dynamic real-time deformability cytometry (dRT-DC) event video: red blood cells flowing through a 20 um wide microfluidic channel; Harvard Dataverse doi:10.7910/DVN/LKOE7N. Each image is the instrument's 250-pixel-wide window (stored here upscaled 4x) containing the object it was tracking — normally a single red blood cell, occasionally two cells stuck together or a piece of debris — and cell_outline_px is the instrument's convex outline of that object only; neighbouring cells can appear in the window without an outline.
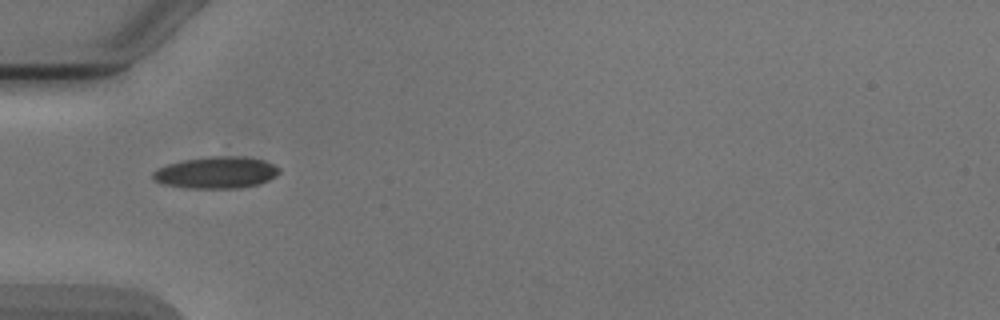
{"species": "Egyptian fruit bat (a non-hibernating species)", "species_latin": "Rousettus aegyptiacus", "temperature_condition": "cold", "stored_images_in_passage": 5, "camera_frame_rate_fps": 3000, "um_per_image_px": 0.085, "animal": {"sex": "male"}, "frame": {"image": 1, "passage_image": 1, "time_ms": 0.0, "image_size_px": [1000, 320], "cell_outline_px": [[280, 172], [276, 176], [268, 180], [256, 184], [240, 188], [192, 188], [164, 184], [156, 180], [152, 176], [152, 172], [156, 168], [168, 164], [184, 160], [212, 156], [244, 156], [264, 160], [280, 168]], "centroid_in_image_um": [18.4, 14.65], "position_along_channel_um": 66.6, "area_um2": 23.24}}
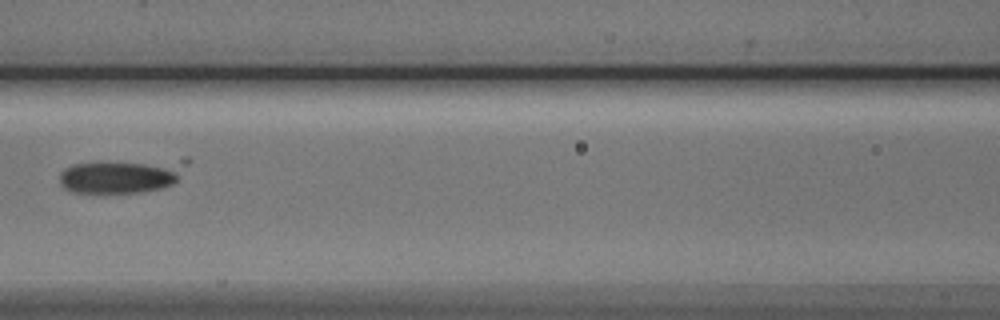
{"frame": {"image": 2, "passage_image": 3, "time_ms": 2.333, "image_size_px": [1000, 320], "cell_outline_px": [[192, 160], [176, 180], [172, 184], [164, 188], [140, 192], [72, 192], [64, 188], [60, 184], [60, 172], [64, 168], [72, 164], [96, 160], [184, 156], [188, 156]], "centroid_in_image_um": [10.49, 14.84], "position_along_channel_um": 156.1, "area_um2": 27.17}}
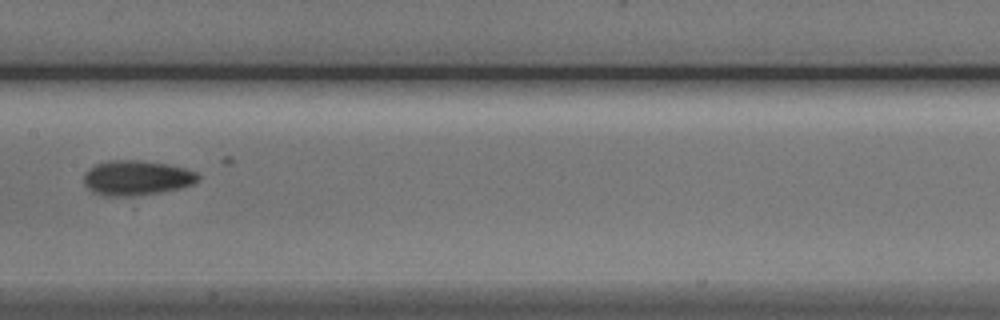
{"frame": {"image": 3, "passage_image": 4, "time_ms": 3.333, "image_size_px": [1000, 320], "cell_outline_px": [[200, 180], [192, 184], [180, 188], [156, 192], [128, 196], [104, 196], [88, 188], [84, 184], [84, 172], [88, 168], [96, 164], [108, 160], [144, 160], [168, 164], [184, 168], [196, 172], [200, 176]], "centroid_in_image_um": [11.6, 15.09], "position_along_channel_um": 195.8, "area_um2": 23.18}}